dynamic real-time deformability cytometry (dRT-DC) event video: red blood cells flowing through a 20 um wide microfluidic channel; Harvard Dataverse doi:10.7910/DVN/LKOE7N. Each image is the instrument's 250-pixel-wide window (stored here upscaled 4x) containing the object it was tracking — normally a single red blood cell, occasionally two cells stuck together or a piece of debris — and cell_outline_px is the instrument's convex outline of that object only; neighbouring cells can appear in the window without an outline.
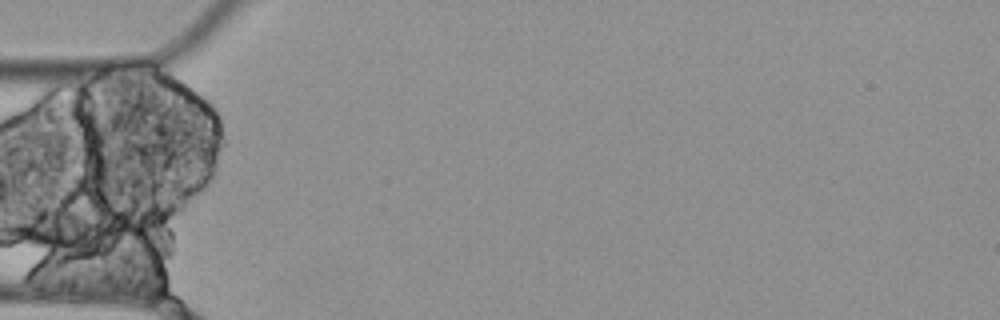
{"species": "Egyptian fruit bat (a non-hibernating species)", "species_latin": "Rousettus aegyptiacus", "temperature_condition": "cold", "stored_images_in_passage": 2, "camera_frame_rate_fps": 3000, "um_per_image_px": 0.085, "animal": {"sex": "female"}, "frame": {"image": 1, "passage_image": 1, "time_ms": 0.0, "image_size_px": [1000, 320], "cell_outline_px": [[104, 220], [92, 240], [84, 244], [52, 252], [28, 244], [24, 240], [24, 224], [40, 208], [76, 212]], "centroid_in_image_um": [5.1, 19.5], "position_along_channel_um": 79.9, "area_um2": 17.98}}